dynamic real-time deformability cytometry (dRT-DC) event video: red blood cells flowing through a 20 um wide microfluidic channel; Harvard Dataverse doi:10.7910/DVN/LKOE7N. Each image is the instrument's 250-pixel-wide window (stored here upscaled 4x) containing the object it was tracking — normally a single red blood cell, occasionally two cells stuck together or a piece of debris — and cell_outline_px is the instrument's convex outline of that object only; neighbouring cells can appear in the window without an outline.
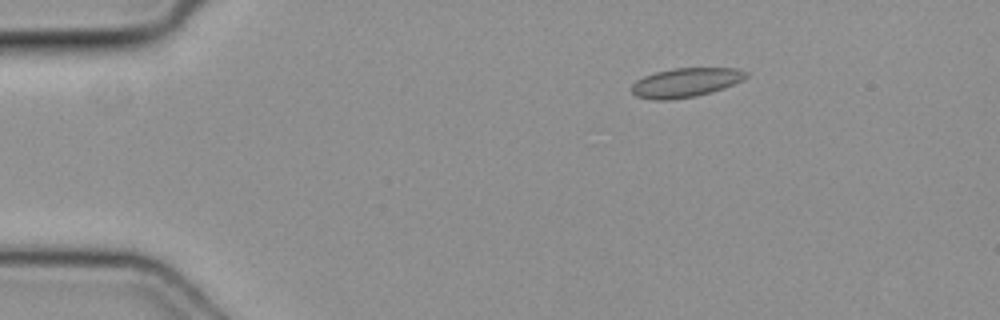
{"species": "common noctule bat (a hibernating species)", "species_latin": "Nyctalus noctula", "temperature_condition": "cold", "stored_images_in_passage": 42, "camera_frame_rate_fps": 3000, "um_per_image_px": 0.085, "animal": {"sex": "female", "body_mass_g": 19.3, "forearm_length_mm": 54.1}, "frame": {"image": 1, "passage_image": 1, "time_ms": 0.0, "image_size_px": [1000, 320], "cell_outline_px": [[748, 76], [744, 80], [724, 88], [712, 92], [696, 96], [672, 100], [652, 100], [636, 96], [632, 92], [632, 84], [636, 80], [644, 76], [656, 72], [672, 68], [736, 68], [748, 72]], "centroid_in_image_um": [58.29, 7.02], "position_along_channel_um": 26.7, "area_um2": 19.65}}
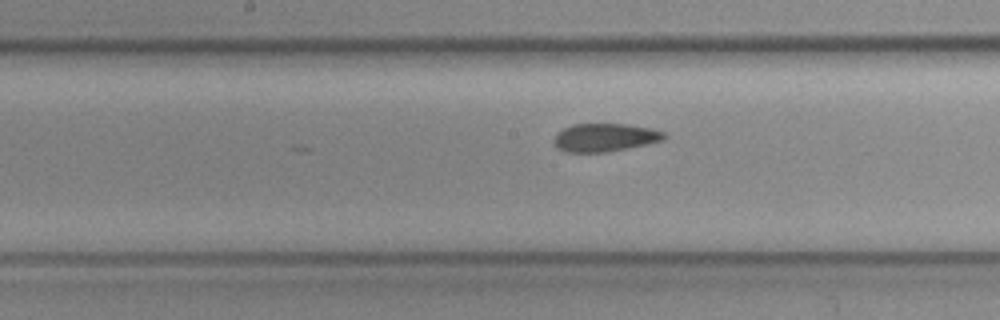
{"frame": {"image": 2, "passage_image": 18, "time_ms": 5.667, "image_size_px": [1000, 320], "cell_outline_px": [[668, 136], [664, 140], [648, 144], [628, 148], [604, 152], [568, 152], [556, 148], [552, 140], [556, 132], [572, 124], [628, 124], [652, 128], [664, 132]], "centroid_in_image_um": [51.41, 11.68], "position_along_channel_um": 196.8, "area_um2": 18.32}}
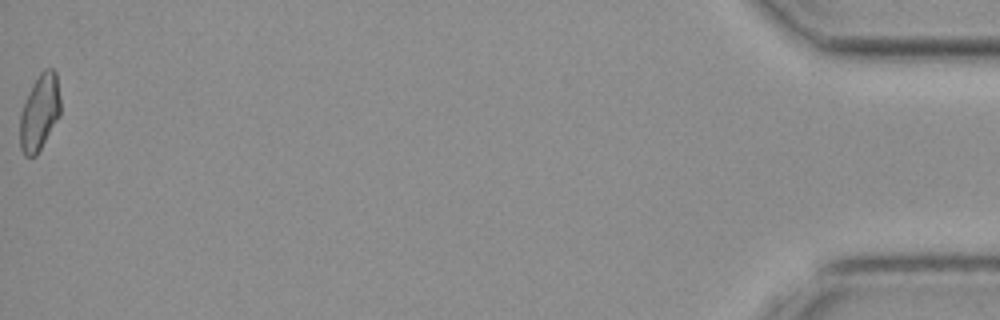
{"frame": {"image": 3, "passage_image": 42, "time_ms": 13.667, "image_size_px": [1000, 320], "cell_outline_px": [[60, 116], [36, 156], [24, 156], [20, 148], [20, 112], [32, 84], [40, 72], [44, 68], [52, 68], [56, 72], [60, 96]], "centroid_in_image_um": [3.37, 9.54], "position_along_channel_um": 431.8, "area_um2": 18.09}}